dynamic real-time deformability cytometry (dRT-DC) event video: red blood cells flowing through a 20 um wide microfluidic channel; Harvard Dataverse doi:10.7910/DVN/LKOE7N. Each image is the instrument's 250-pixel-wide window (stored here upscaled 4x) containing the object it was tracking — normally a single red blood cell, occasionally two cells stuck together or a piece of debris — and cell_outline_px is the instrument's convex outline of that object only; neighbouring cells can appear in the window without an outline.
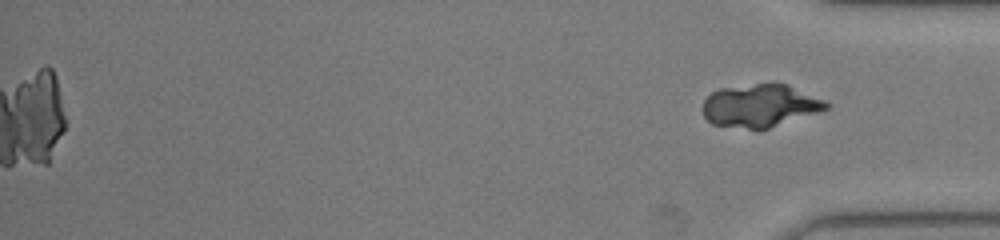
{"species": "common noctule bat (a hibernating species)", "species_latin": "Nyctalus noctula", "temperature_condition": "warm", "stored_images_in_passage": 49, "camera_frame_rate_fps": 3000, "um_per_image_px": 0.085, "animal": {"sex": "male", "body_mass_g": 19.0, "forearm_length_mm": 50.8}, "frame": {"image": 1, "passage_image": 49, "time_ms": 16.0, "image_size_px": [1000, 240], "cell_outline_px": [[832, 104], [824, 112], [760, 132], [756, 132], [712, 124], [704, 116], [704, 100], [712, 92], [720, 88], [756, 84], [788, 84], [828, 100]], "centroid_in_image_um": [64.72, 9.04], "position_along_channel_um": 370.5, "area_um2": 32.02}}